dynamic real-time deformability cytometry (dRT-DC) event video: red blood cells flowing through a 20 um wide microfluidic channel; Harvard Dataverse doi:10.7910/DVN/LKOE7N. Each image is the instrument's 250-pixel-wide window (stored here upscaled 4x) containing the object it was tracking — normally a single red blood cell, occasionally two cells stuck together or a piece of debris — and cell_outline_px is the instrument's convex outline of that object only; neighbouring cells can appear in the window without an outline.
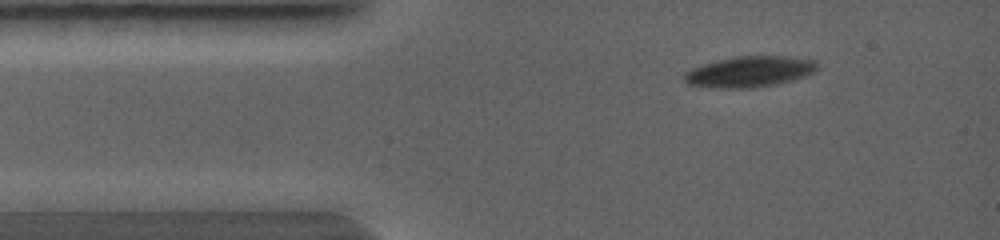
{"species": "common noctule bat (a hibernating species)", "species_latin": "Nyctalus noctula", "temperature_condition": "warm", "stored_images_in_passage": 2, "camera_frame_rate_fps": 5000, "um_per_image_px": 0.085, "animal": {"sex": "female", "body_mass_g": 19.0, "forearm_length_mm": 56.7}, "frame": {"image": 1, "passage_image": 2, "time_ms": 1.0, "image_size_px": [1000, 240], "cell_outline_px": [[816, 72], [792, 80], [776, 84], [752, 88], [716, 88], [688, 84], [684, 80], [684, 72], [692, 68], [716, 60], [736, 56], [784, 56], [816, 60]], "centroid_in_image_um": [63.7, 6.09], "position_along_channel_um": 21.3, "area_um2": 23.87}}